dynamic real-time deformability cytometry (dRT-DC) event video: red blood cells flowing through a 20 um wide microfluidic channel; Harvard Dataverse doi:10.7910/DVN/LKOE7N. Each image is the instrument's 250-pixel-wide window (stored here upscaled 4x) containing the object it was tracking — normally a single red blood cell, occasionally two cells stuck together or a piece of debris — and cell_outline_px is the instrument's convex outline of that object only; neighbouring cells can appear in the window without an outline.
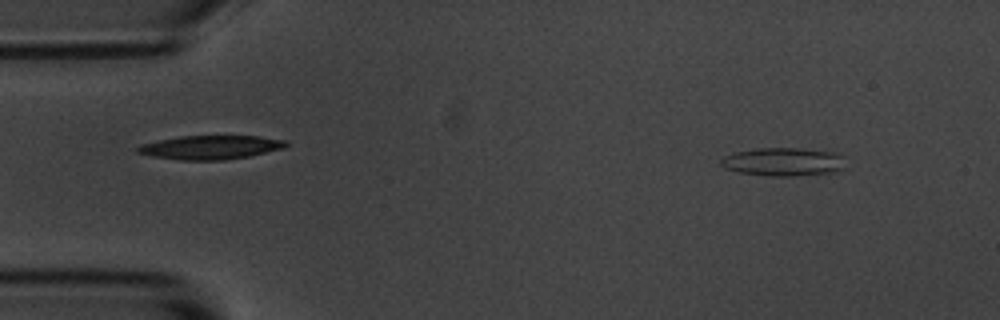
{"species": "common noctule bat (a hibernating species)", "species_latin": "Nyctalus noctula", "temperature_condition": "room temperature", "stored_images_in_passage": 54, "camera_frame_rate_fps": 3000, "um_per_image_px": 0.085, "animal": {"sex": "male", "body_mass_g": 20.1, "forearm_length_mm": 53.5}, "frame": {"image": 1, "passage_image": 5, "time_ms": 1.333, "image_size_px": [1000, 320], "cell_outline_px": [[844, 168], [832, 172], [796, 176], [768, 176], [740, 172], [724, 168], [720, 164], [720, 160], [724, 156], [736, 152], [756, 148], [796, 148], [840, 152]], "centroid_in_image_um": [66.57, 13.75], "position_along_channel_um": 18.4, "area_um2": 20.58}}
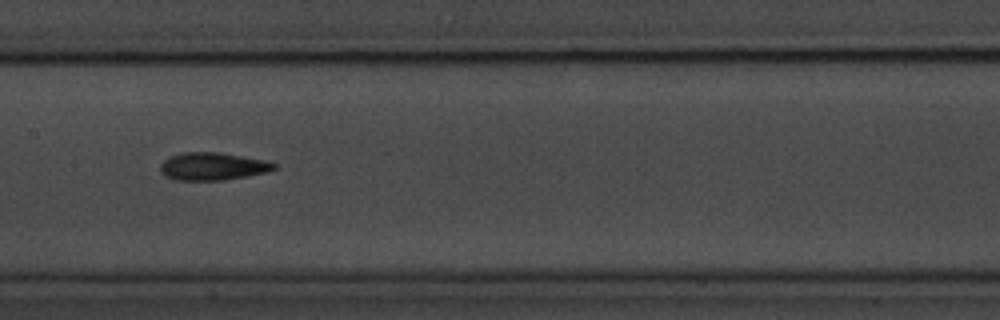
{"frame": {"image": 2, "passage_image": 26, "time_ms": 8.333, "image_size_px": [1000, 320], "cell_outline_px": [[276, 168], [268, 172], [248, 176], [224, 180], [172, 180], [164, 176], [160, 172], [160, 164], [164, 160], [172, 156], [184, 152], [216, 152], [264, 160], [276, 164]], "centroid_in_image_um": [18.04, 14.15], "position_along_channel_um": 189.4, "area_um2": 18.32}}
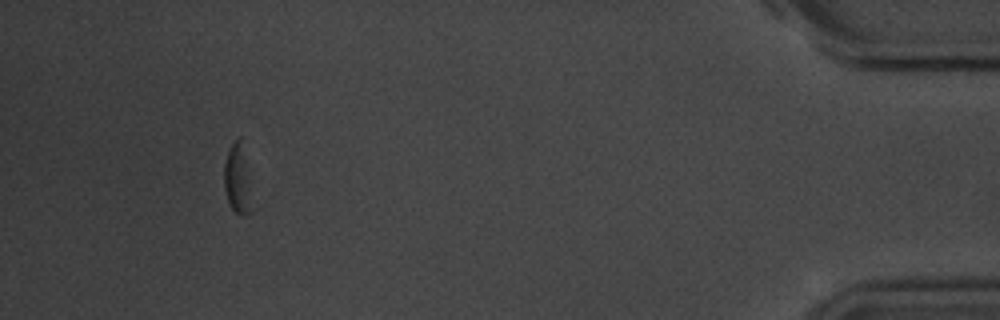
{"frame": {"image": 3, "passage_image": 50, "time_ms": 16.333, "image_size_px": [1000, 320], "cell_outline_px": [[252, 212], [244, 216], [240, 216], [228, 204], [224, 188], [224, 164], [228, 148], [240, 136]], "centroid_in_image_um": [20.12, 15.31], "position_along_channel_um": 415.1, "area_um2": 10.58}, "authors_computed_cell_mechanics": {"area_um2": 17.4845, "velocity_mm_per_s": 3.6428, "shape_relaxation_time_tau1_ms": 3.3068, "shape_relaxation_time_tau2_ms": 4.1871, "deformation_change_tau1": 0.0955, "deformation_change_tau2": 0.1245}}